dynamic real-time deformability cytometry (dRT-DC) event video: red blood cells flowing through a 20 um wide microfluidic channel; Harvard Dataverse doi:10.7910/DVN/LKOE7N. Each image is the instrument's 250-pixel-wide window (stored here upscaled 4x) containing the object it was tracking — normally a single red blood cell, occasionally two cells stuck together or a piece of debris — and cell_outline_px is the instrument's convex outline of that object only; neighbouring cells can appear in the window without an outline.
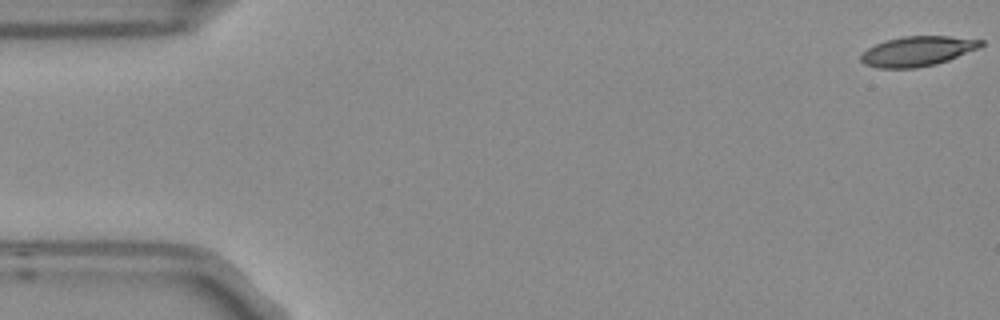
{"species": "Egyptian fruit bat (a non-hibernating species)", "species_latin": "Rousettus aegyptiacus", "temperature_condition": "room temperature", "stored_images_in_passage": 5, "camera_frame_rate_fps": 3000, "um_per_image_px": 0.085, "frame": {"image": 1, "passage_image": 1, "time_ms": 0.0, "image_size_px": [1000, 320], "cell_outline_px": [[984, 44], [980, 48], [948, 60], [936, 64], [916, 68], [880, 68], [864, 64], [860, 60], [860, 56], [868, 48], [884, 40], [900, 36], [948, 36], [984, 40]], "centroid_in_image_um": [78.0, 4.35], "position_along_channel_um": 7.0, "area_um2": 20.98}}
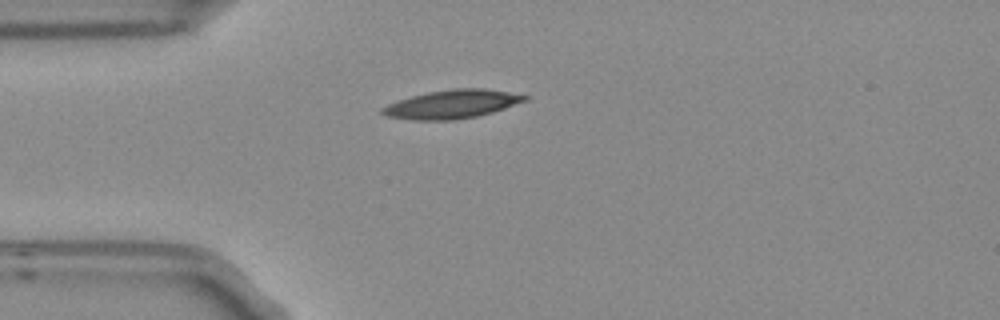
{"frame": {"image": 2, "passage_image": 5, "time_ms": 1.333, "image_size_px": [1000, 320], "cell_outline_px": [[528, 100], [492, 112], [476, 116], [452, 120], [412, 120], [388, 116], [380, 112], [380, 108], [396, 100], [428, 92], [452, 88], [484, 88], [508, 92], [528, 96]], "centroid_in_image_um": [38.39, 8.85], "position_along_channel_um": 46.6, "area_um2": 23.58}}